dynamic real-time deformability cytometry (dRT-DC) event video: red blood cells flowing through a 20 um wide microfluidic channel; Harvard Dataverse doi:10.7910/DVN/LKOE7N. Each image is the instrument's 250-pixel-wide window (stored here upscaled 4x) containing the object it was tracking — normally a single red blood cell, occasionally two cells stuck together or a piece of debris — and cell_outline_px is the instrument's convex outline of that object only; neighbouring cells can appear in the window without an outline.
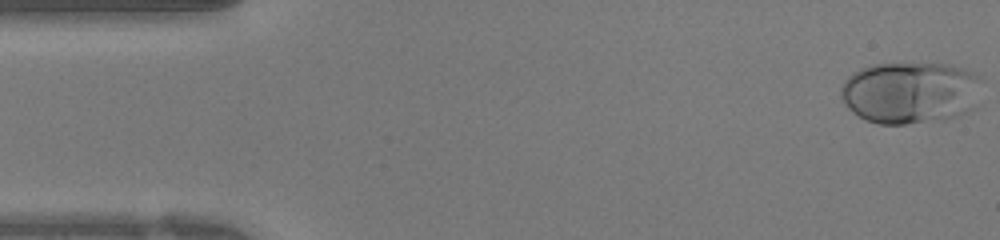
{"species": "human", "species_latin": "Homo sapiens", "temperature_condition": "warm", "stored_images_in_passage": 12, "camera_frame_rate_fps": 3000, "um_per_image_px": 0.085, "donor": {"sex": "female"}, "frame": {"image": 1, "passage_image": 1, "time_ms": 0.0, "image_size_px": [1000, 240], "cell_outline_px": [[984, 80], [976, 108], [960, 116], [944, 120], [904, 124], [880, 124], [864, 120], [852, 112], [848, 108], [840, 96], [840, 88], [844, 80], [848, 76], [860, 68], [872, 64], [948, 64], [964, 68], [980, 76]], "centroid_in_image_um": [77.43, 7.88], "position_along_channel_um": 7.6, "area_um2": 52.02}}
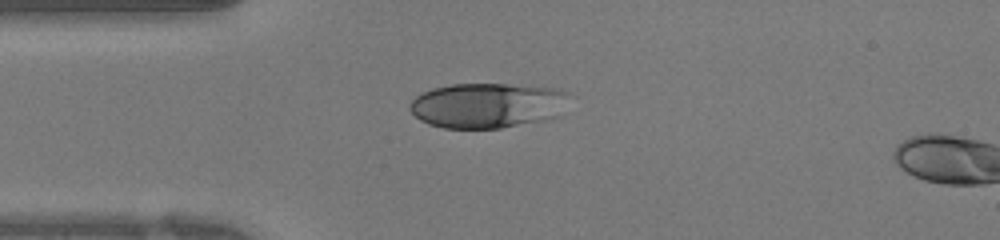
{"frame": {"image": 2, "passage_image": 10, "time_ms": 3.0, "image_size_px": [1000, 240], "cell_outline_px": [[568, 92], [556, 116], [544, 120], [500, 128], [444, 128], [428, 124], [420, 120], [408, 108], [408, 104], [416, 96], [432, 88], [452, 84], [504, 84], [556, 88]], "centroid_in_image_um": [41.34, 8.96], "position_along_channel_um": 43.7, "area_um2": 41.44}}